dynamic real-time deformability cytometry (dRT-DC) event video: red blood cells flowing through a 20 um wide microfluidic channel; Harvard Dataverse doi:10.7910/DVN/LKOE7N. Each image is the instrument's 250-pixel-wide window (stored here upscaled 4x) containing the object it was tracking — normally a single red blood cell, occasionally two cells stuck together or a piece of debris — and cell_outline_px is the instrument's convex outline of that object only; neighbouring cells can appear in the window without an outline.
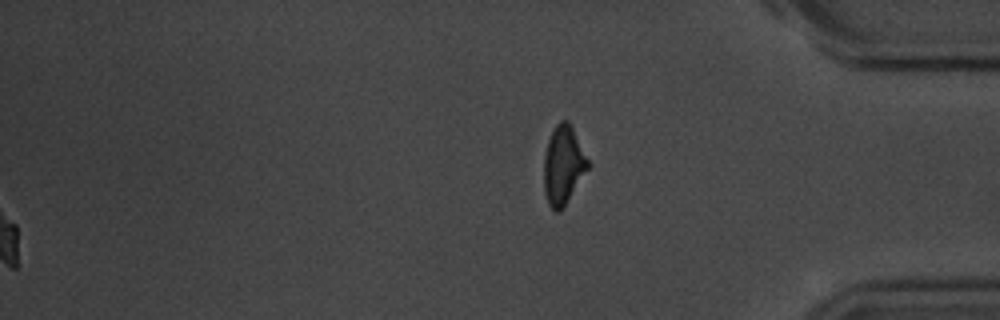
{"species": "common noctule bat (a hibernating species)", "species_latin": "Nyctalus noctula", "temperature_condition": "room temperature", "stored_images_in_passage": 52, "segment_of_instrument_passage": [2, 2], "camera_frame_rate_fps": 3000, "um_per_image_px": 0.085, "animal": {"sex": "male", "body_mass_g": 20.1, "forearm_length_mm": 53.5}, "frame": {"image": 1, "passage_image": 52, "time_ms": 17.0, "image_size_px": [1000, 320], "cell_outline_px": [[588, 168], [564, 208], [560, 212], [556, 212], [548, 204], [544, 192], [544, 156], [548, 140], [556, 124], [560, 120], [568, 120], [588, 160]], "centroid_in_image_um": [47.85, 14.07], "position_along_channel_um": 387.3, "area_um2": 19.94}}